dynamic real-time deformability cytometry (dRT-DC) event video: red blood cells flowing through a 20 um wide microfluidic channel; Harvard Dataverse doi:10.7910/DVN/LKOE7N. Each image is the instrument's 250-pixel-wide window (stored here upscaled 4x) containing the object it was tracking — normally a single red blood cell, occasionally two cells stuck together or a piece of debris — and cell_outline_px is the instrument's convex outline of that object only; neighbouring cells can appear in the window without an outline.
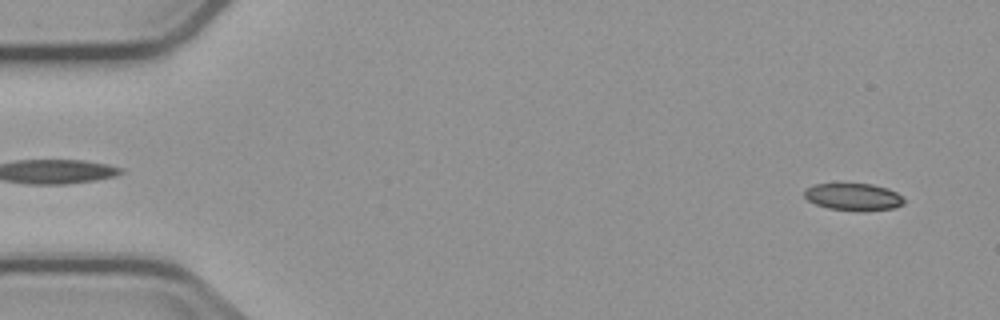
{"species": "common noctule bat (a hibernating species)", "species_latin": "Nyctalus noctula", "temperature_condition": "cold", "stored_images_in_passage": 6, "segment_of_instrument_passage": [2, 2], "camera_frame_rate_fps": 3000, "um_per_image_px": 0.085, "animal": {"sex": "male", "body_mass_g": 23.1, "forearm_length_mm": 52.7}, "frame": {"image": 1, "passage_image": 6, "time_ms": 6.0, "image_size_px": [1000, 320], "cell_outline_px": [[904, 204], [896, 208], [860, 212], [828, 208], [816, 204], [808, 200], [804, 196], [804, 188], [816, 184], [872, 184], [888, 188], [896, 192], [904, 200]], "centroid_in_image_um": [72.55, 16.75], "position_along_channel_um": 12.5, "area_um2": 15.95}}